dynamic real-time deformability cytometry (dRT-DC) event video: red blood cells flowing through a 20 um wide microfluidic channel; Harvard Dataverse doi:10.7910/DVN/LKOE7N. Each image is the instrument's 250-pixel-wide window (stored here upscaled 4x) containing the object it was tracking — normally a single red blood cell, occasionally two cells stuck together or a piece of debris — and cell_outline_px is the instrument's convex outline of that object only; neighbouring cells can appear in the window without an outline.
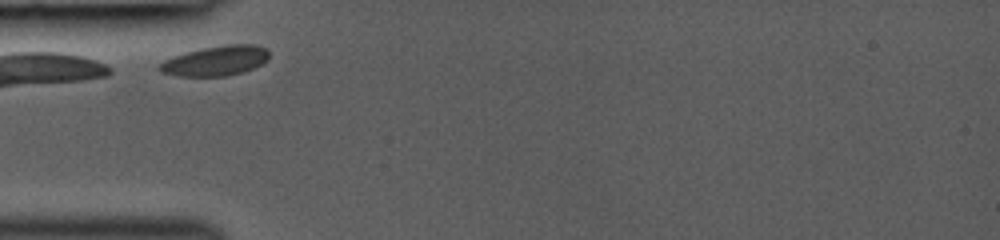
{"species": "common noctule bat (a hibernating species)", "species_latin": "Nyctalus noctula", "temperature_condition": "room temperature", "stored_images_in_passage": 26, "camera_frame_rate_fps": 3000, "um_per_image_px": 0.085, "animal": {"sex": "female", "body_mass_g": 19.0, "forearm_length_mm": 53.3}, "frame": {"image": 1, "passage_image": 1, "time_ms": 0.0, "image_size_px": [1000, 240], "cell_outline_px": [[268, 60], [252, 68], [240, 72], [224, 76], [180, 76], [160, 72], [156, 68], [164, 60], [200, 48], [228, 44], [256, 44], [268, 48]], "centroid_in_image_um": [18.34, 5.15], "position_along_channel_um": 66.7, "area_um2": 18.96}}
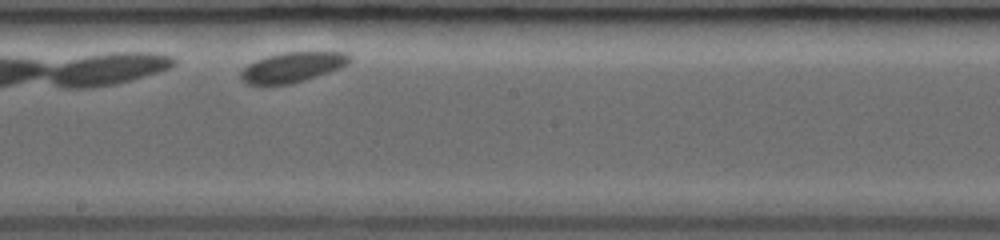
{"frame": {"image": 2, "passage_image": 13, "time_ms": 4.0, "image_size_px": [1000, 240], "cell_outline_px": [[352, 60], [348, 64], [340, 68], [304, 80], [288, 84], [248, 84], [240, 76], [240, 72], [248, 64], [264, 56], [280, 52], [344, 52], [352, 56]], "centroid_in_image_um": [24.88, 5.69], "position_along_channel_um": 223.3, "area_um2": 18.96}}
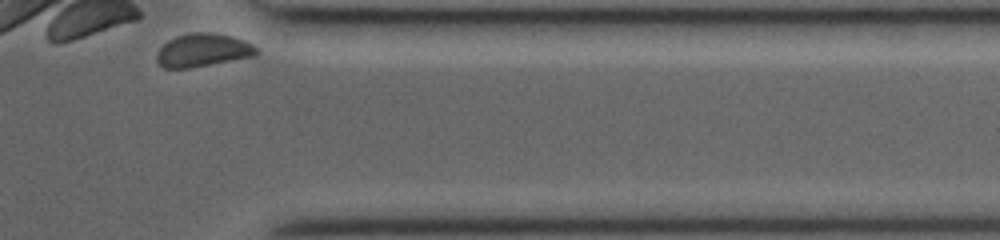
{"frame": {"image": 3, "passage_image": 26, "time_ms": 8.333, "image_size_px": [1000, 240], "cell_outline_px": [[260, 52], [256, 56], [188, 68], [164, 68], [156, 60], [156, 52], [168, 40], [176, 36], [192, 32], [208, 32], [232, 36], [244, 40], [252, 44]], "centroid_in_image_um": [17.25, 4.26], "position_along_channel_um": 394.1, "area_um2": 19.31}}